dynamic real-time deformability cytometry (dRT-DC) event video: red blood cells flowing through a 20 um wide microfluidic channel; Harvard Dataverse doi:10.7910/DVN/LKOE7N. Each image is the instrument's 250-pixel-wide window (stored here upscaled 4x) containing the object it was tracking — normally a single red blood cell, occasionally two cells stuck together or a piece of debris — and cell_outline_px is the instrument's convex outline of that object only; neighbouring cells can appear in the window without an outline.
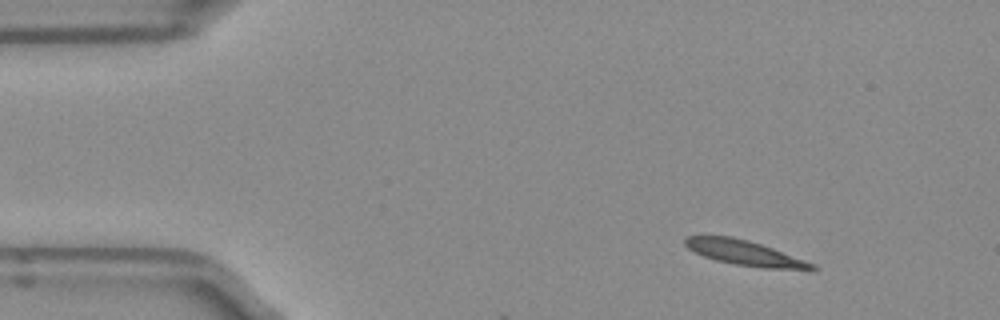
{"species": "Egyptian fruit bat (a non-hibernating species)", "species_latin": "Rousettus aegyptiacus", "temperature_condition": "room temperature", "stored_images_in_passage": 4, "camera_frame_rate_fps": 3000, "um_per_image_px": 0.085, "frame": {"image": 1, "passage_image": 1, "time_ms": 0.0, "image_size_px": [1000, 320], "cell_outline_px": [[820, 268], [812, 272], [764, 268], [736, 264], [716, 260], [704, 256], [688, 248], [684, 244], [684, 240], [688, 236], [732, 236], [748, 240], [772, 248], [816, 264]], "centroid_in_image_um": [63.45, 21.54], "position_along_channel_um": 21.5, "area_um2": 18.73}}